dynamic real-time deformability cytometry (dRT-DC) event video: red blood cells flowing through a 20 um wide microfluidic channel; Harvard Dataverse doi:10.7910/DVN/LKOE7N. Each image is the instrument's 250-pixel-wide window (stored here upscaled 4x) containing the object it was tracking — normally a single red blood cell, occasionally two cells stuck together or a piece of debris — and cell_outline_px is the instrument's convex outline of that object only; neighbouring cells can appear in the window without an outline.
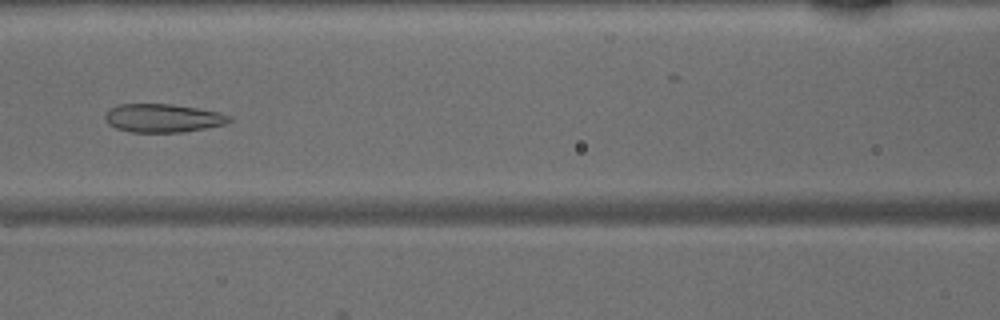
{"species": "common noctule bat (a hibernating species)", "species_latin": "Nyctalus noctula", "temperature_condition": "warm", "stored_images_in_passage": 45, "camera_frame_rate_fps": 3000, "um_per_image_px": 0.085, "animal": {"sex": "male", "body_mass_g": 15.6}, "frame": {"image": 1, "passage_image": 18, "time_ms": 5.667, "image_size_px": [1000, 320], "cell_outline_px": [[232, 120], [224, 124], [204, 128], [180, 132], [132, 132], [116, 128], [108, 124], [104, 116], [108, 108], [120, 104], [172, 104], [220, 112], [232, 116]], "centroid_in_image_um": [13.82, 10.03], "position_along_channel_um": 152.8, "area_um2": 20.52}}
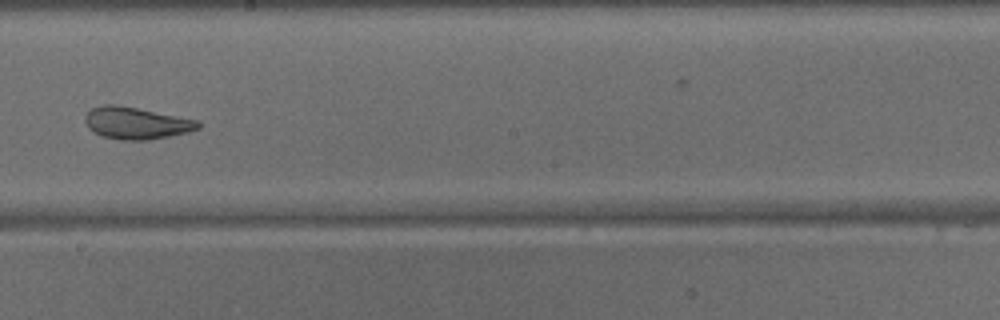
{"frame": {"image": 2, "passage_image": 24, "time_ms": 7.667, "image_size_px": [1000, 320], "cell_outline_px": [[200, 128], [188, 132], [148, 140], [120, 140], [104, 136], [92, 132], [88, 128], [84, 120], [84, 116], [92, 108], [104, 104], [116, 104], [200, 120]], "centroid_in_image_um": [11.57, 10.46], "position_along_channel_um": 236.6, "area_um2": 21.15}}
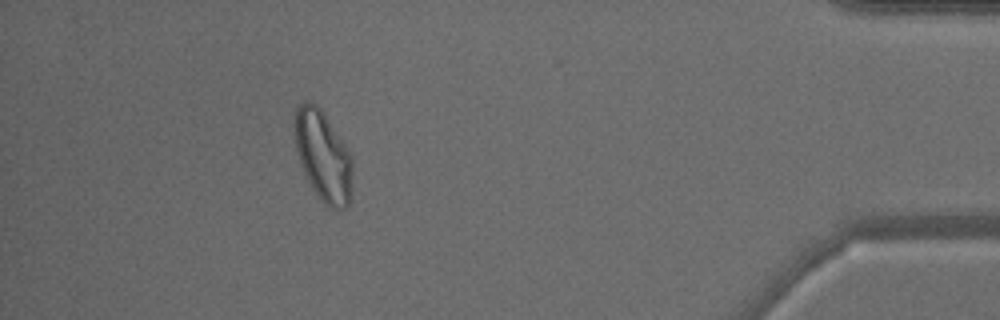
{"frame": {"image": 3, "passage_image": 40, "time_ms": 13.0, "image_size_px": [1000, 320], "cell_outline_px": [[352, 188], [348, 204], [344, 208], [332, 208], [324, 204], [320, 200], [312, 188], [304, 172], [296, 148], [296, 108], [304, 100], [316, 104], [320, 108], [352, 156]], "centroid_in_image_um": [27.49, 13.29], "position_along_channel_um": 407.7, "area_um2": 29.82}}